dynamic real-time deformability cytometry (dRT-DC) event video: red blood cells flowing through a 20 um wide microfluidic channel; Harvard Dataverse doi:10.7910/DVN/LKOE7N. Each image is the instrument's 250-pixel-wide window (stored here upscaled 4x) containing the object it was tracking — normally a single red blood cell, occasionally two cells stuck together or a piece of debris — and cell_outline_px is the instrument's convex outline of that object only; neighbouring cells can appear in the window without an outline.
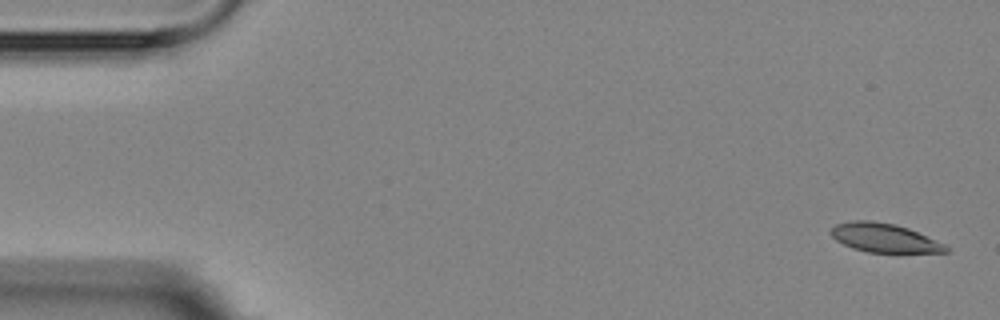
{"species": "Egyptian fruit bat (a non-hibernating species)", "species_latin": "Rousettus aegyptiacus", "temperature_condition": "room temperature", "stored_images_in_passage": 4, "camera_frame_rate_fps": 3000, "um_per_image_px": 0.085, "animal": {"sex": "female"}, "frame": {"image": 1, "passage_image": 1, "time_ms": 0.0, "image_size_px": [1000, 320], "cell_outline_px": [[948, 252], [868, 252], [852, 248], [836, 240], [832, 236], [832, 228], [836, 224], [852, 220], [872, 220], [896, 224], [908, 228], [944, 244], [948, 248]], "centroid_in_image_um": [75.14, 20.2], "position_along_channel_um": 9.9, "area_um2": 19.07}}